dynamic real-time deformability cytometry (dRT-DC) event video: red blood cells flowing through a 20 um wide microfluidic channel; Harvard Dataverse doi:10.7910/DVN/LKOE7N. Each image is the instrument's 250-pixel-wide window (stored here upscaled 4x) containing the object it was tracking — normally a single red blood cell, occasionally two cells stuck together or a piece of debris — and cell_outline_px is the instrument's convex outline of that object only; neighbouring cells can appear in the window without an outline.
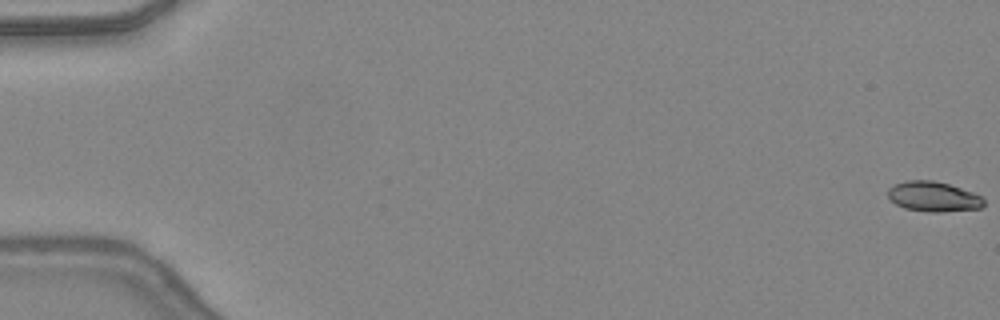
{"species": "common noctule bat (a hibernating species)", "species_latin": "Nyctalus noctula", "temperature_condition": "warm", "stored_images_in_passage": 48, "camera_frame_rate_fps": 3000, "um_per_image_px": 0.085, "animal": {"sex": "female", "body_mass_g": 24.6, "forearm_length_mm": 56.2}, "frame": {"image": 1, "passage_image": 1, "time_ms": 0.0, "image_size_px": [1000, 320], "cell_outline_px": [[984, 204], [980, 208], [940, 212], [928, 212], [904, 208], [896, 204], [888, 196], [888, 188], [904, 180], [932, 180], [948, 184], [972, 192], [980, 196], [984, 200]], "centroid_in_image_um": [79.31, 16.71], "position_along_channel_um": 5.7, "area_um2": 16.65}}
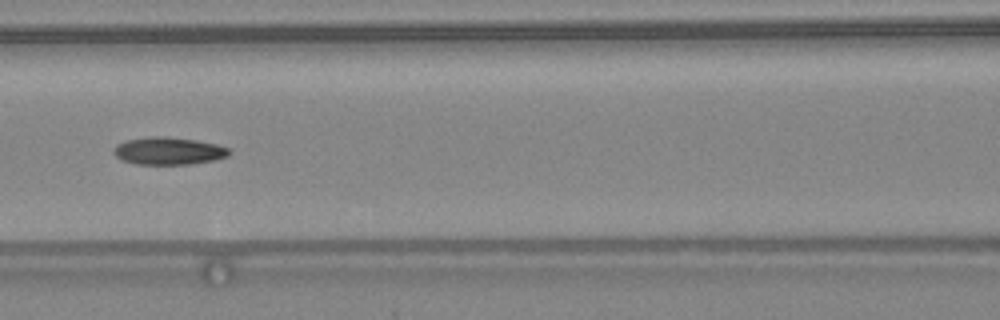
{"frame": {"image": 2, "passage_image": 23, "time_ms": 7.333, "image_size_px": [1000, 320], "cell_outline_px": [[232, 152], [228, 156], [212, 160], [188, 164], [136, 164], [120, 160], [112, 152], [112, 148], [116, 144], [124, 140], [152, 136], [164, 136], [196, 140], [216, 144], [228, 148]], "centroid_in_image_um": [14.26, 12.82], "position_along_channel_um": 152.3, "area_um2": 18.61}}
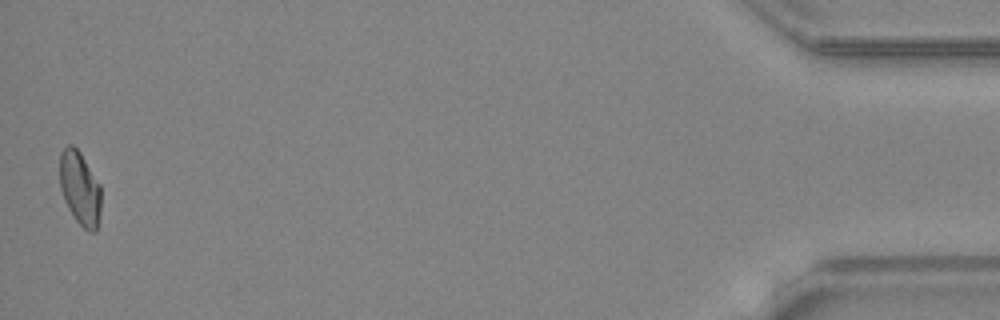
{"frame": {"image": 3, "passage_image": 48, "time_ms": 15.667, "image_size_px": [1000, 320], "cell_outline_px": [[100, 212], [96, 232], [88, 232], [76, 220], [68, 208], [64, 200], [60, 188], [60, 152], [68, 144], [72, 144], [80, 152], [100, 184]], "centroid_in_image_um": [6.79, 16.0], "position_along_channel_um": 428.4, "area_um2": 17.74}, "authors_computed_cell_mechanics": {"area_um2": 17.918, "velocity_mm_per_s": 4.4123, "shape_relaxation_time_tau1_ms": null, "shape_relaxation_time_tau2_ms": 5.9235, "deformation_change_tau1": null, "deformation_change_tau2": 0.1299}}